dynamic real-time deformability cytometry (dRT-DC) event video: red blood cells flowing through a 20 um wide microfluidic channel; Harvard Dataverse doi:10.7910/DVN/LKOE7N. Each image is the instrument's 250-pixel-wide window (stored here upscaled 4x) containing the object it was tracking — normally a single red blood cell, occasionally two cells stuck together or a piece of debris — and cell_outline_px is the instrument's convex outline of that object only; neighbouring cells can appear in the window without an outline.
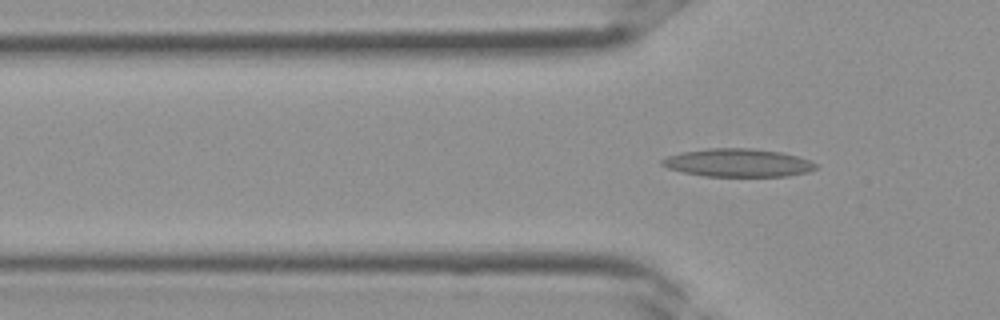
{"species": "Egyptian fruit bat (a non-hibernating species)", "species_latin": "Rousettus aegyptiacus", "temperature_condition": "room temperature", "stored_images_in_passage": 3, "camera_frame_rate_fps": 3000, "um_per_image_px": 0.085, "frame": {"image": 1, "passage_image": 3, "time_ms": 0.667, "image_size_px": [1000, 320], "cell_outline_px": [[816, 168], [812, 172], [788, 176], [704, 176], [684, 172], [668, 168], [660, 164], [660, 160], [668, 156], [680, 152], [708, 148], [752, 148], [780, 152], [796, 156], [808, 160], [816, 164]], "centroid_in_image_um": [62.72, 13.84], "position_along_channel_um": 63.1, "area_um2": 25.2}}